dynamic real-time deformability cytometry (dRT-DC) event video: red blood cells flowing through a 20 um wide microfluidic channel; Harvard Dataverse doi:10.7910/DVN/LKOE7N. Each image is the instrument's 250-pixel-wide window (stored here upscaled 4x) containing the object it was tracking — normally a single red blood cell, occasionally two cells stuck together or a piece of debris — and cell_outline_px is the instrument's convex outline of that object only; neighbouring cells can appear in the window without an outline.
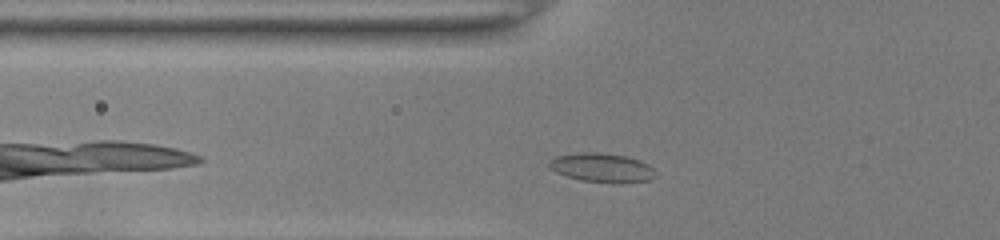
{"species": "common noctule bat (a hibernating species)", "species_latin": "Nyctalus noctula", "temperature_condition": "room temperature", "stored_images_in_passage": 38, "camera_frame_rate_fps": 3000, "um_per_image_px": 0.085, "animal": {"sex": "female", "body_mass_g": 22.0, "forearm_length_mm": 56.7}, "frame": {"image": 1, "passage_image": 5, "time_ms": 1.333, "image_size_px": [1000, 240], "cell_outline_px": [[656, 176], [648, 180], [620, 184], [616, 184], [580, 180], [556, 172], [548, 168], [548, 160], [556, 156], [580, 152], [596, 152], [624, 156], [640, 160], [648, 164], [652, 168]], "centroid_in_image_um": [51.14, 14.26], "position_along_channel_um": 74.7, "area_um2": 18.15}}
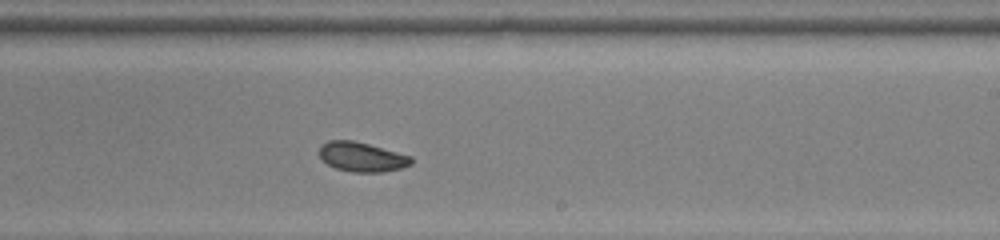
{"frame": {"image": 2, "passage_image": 19, "time_ms": 6.0, "image_size_px": [1000, 240], "cell_outline_px": [[412, 164], [400, 168], [384, 172], [352, 172], [336, 168], [328, 164], [320, 156], [320, 148], [328, 140], [352, 140], [368, 144], [412, 156]], "centroid_in_image_um": [30.78, 13.34], "position_along_channel_um": 258.2, "area_um2": 15.61}}
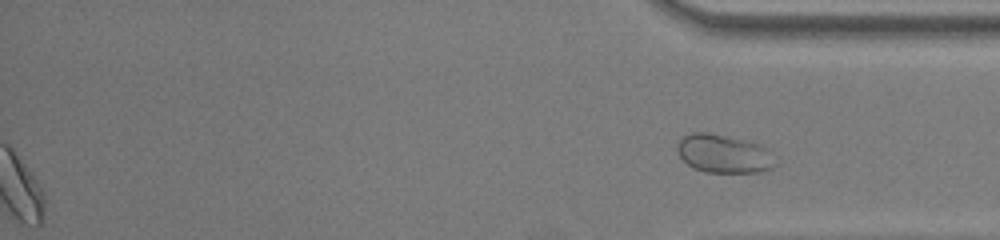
{"frame": {"image": 3, "passage_image": 38, "time_ms": 12.333, "image_size_px": [1000, 240], "cell_outline_px": [[776, 164], [772, 168], [760, 172], [704, 172], [692, 168], [680, 156], [676, 148], [680, 140], [684, 136], [692, 132], [708, 132], [744, 140], [756, 144], [764, 148]], "centroid_in_image_um": [61.45, 13.08], "position_along_channel_um": 373.8, "area_um2": 21.5}}